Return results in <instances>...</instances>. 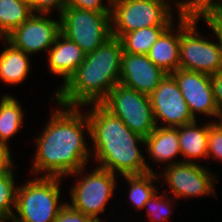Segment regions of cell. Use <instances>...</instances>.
Returning <instances> with one entry per match:
<instances>
[{
	"label": "cell",
	"mask_w": 222,
	"mask_h": 222,
	"mask_svg": "<svg viewBox=\"0 0 222 222\" xmlns=\"http://www.w3.org/2000/svg\"><path fill=\"white\" fill-rule=\"evenodd\" d=\"M57 105L59 108L35 138L37 149L31 168L40 176L63 178L85 167L92 147H87L83 132L87 131L90 138L87 113L82 114L79 107Z\"/></svg>",
	"instance_id": "6da1fadb"
},
{
	"label": "cell",
	"mask_w": 222,
	"mask_h": 222,
	"mask_svg": "<svg viewBox=\"0 0 222 222\" xmlns=\"http://www.w3.org/2000/svg\"><path fill=\"white\" fill-rule=\"evenodd\" d=\"M88 105H92L87 112L93 142L91 152L99 167L119 176L153 173L139 148L145 145V138L132 132L101 103Z\"/></svg>",
	"instance_id": "7a4b0ae2"
},
{
	"label": "cell",
	"mask_w": 222,
	"mask_h": 222,
	"mask_svg": "<svg viewBox=\"0 0 222 222\" xmlns=\"http://www.w3.org/2000/svg\"><path fill=\"white\" fill-rule=\"evenodd\" d=\"M123 48L119 38L111 37L84 61L70 78L56 89L55 103L67 107H84L101 103L119 83Z\"/></svg>",
	"instance_id": "3957f363"
},
{
	"label": "cell",
	"mask_w": 222,
	"mask_h": 222,
	"mask_svg": "<svg viewBox=\"0 0 222 222\" xmlns=\"http://www.w3.org/2000/svg\"><path fill=\"white\" fill-rule=\"evenodd\" d=\"M34 176L18 185L12 222H54L66 204L59 201L61 177Z\"/></svg>",
	"instance_id": "277c9868"
},
{
	"label": "cell",
	"mask_w": 222,
	"mask_h": 222,
	"mask_svg": "<svg viewBox=\"0 0 222 222\" xmlns=\"http://www.w3.org/2000/svg\"><path fill=\"white\" fill-rule=\"evenodd\" d=\"M172 4L167 0H113L111 2V34H123L151 26L174 23Z\"/></svg>",
	"instance_id": "5b68a950"
},
{
	"label": "cell",
	"mask_w": 222,
	"mask_h": 222,
	"mask_svg": "<svg viewBox=\"0 0 222 222\" xmlns=\"http://www.w3.org/2000/svg\"><path fill=\"white\" fill-rule=\"evenodd\" d=\"M201 16L180 15L179 68L213 75L221 70V47L218 42L202 38L197 31Z\"/></svg>",
	"instance_id": "8992f818"
},
{
	"label": "cell",
	"mask_w": 222,
	"mask_h": 222,
	"mask_svg": "<svg viewBox=\"0 0 222 222\" xmlns=\"http://www.w3.org/2000/svg\"><path fill=\"white\" fill-rule=\"evenodd\" d=\"M59 16L61 33L86 54L93 52L112 37L110 12L66 7Z\"/></svg>",
	"instance_id": "52a82bcc"
},
{
	"label": "cell",
	"mask_w": 222,
	"mask_h": 222,
	"mask_svg": "<svg viewBox=\"0 0 222 222\" xmlns=\"http://www.w3.org/2000/svg\"><path fill=\"white\" fill-rule=\"evenodd\" d=\"M101 104L144 138L156 128L149 95L118 83Z\"/></svg>",
	"instance_id": "ba28073f"
},
{
	"label": "cell",
	"mask_w": 222,
	"mask_h": 222,
	"mask_svg": "<svg viewBox=\"0 0 222 222\" xmlns=\"http://www.w3.org/2000/svg\"><path fill=\"white\" fill-rule=\"evenodd\" d=\"M84 167L77 172L70 174L76 177L77 182L73 183L70 189L71 203H68L71 207L85 215L91 216L98 221L102 222L99 214L106 210L105 206L108 201L114 196L115 186H117L116 175L109 170H105L101 167H95L93 171L84 174L82 178L79 176L82 174Z\"/></svg>",
	"instance_id": "9c48e42d"
},
{
	"label": "cell",
	"mask_w": 222,
	"mask_h": 222,
	"mask_svg": "<svg viewBox=\"0 0 222 222\" xmlns=\"http://www.w3.org/2000/svg\"><path fill=\"white\" fill-rule=\"evenodd\" d=\"M206 166H202L196 161L180 162L164 167L162 172L165 183L171 189L175 198H184L185 200L202 195H215L216 175Z\"/></svg>",
	"instance_id": "30bf717a"
},
{
	"label": "cell",
	"mask_w": 222,
	"mask_h": 222,
	"mask_svg": "<svg viewBox=\"0 0 222 222\" xmlns=\"http://www.w3.org/2000/svg\"><path fill=\"white\" fill-rule=\"evenodd\" d=\"M48 14H33L4 39L16 49L32 55L47 51L61 33V20L48 18Z\"/></svg>",
	"instance_id": "8fae6325"
},
{
	"label": "cell",
	"mask_w": 222,
	"mask_h": 222,
	"mask_svg": "<svg viewBox=\"0 0 222 222\" xmlns=\"http://www.w3.org/2000/svg\"><path fill=\"white\" fill-rule=\"evenodd\" d=\"M156 126L180 127L196 120L181 94L179 85L171 74H167L157 88L149 95Z\"/></svg>",
	"instance_id": "7c38bea8"
},
{
	"label": "cell",
	"mask_w": 222,
	"mask_h": 222,
	"mask_svg": "<svg viewBox=\"0 0 222 222\" xmlns=\"http://www.w3.org/2000/svg\"><path fill=\"white\" fill-rule=\"evenodd\" d=\"M171 75L177 81L181 94L194 118H197L196 113L211 118L215 117L219 110L213 95L211 75L180 68Z\"/></svg>",
	"instance_id": "4fadbf2b"
},
{
	"label": "cell",
	"mask_w": 222,
	"mask_h": 222,
	"mask_svg": "<svg viewBox=\"0 0 222 222\" xmlns=\"http://www.w3.org/2000/svg\"><path fill=\"white\" fill-rule=\"evenodd\" d=\"M166 75L147 55L123 52L119 79L122 85L150 95Z\"/></svg>",
	"instance_id": "5bb4252c"
},
{
	"label": "cell",
	"mask_w": 222,
	"mask_h": 222,
	"mask_svg": "<svg viewBox=\"0 0 222 222\" xmlns=\"http://www.w3.org/2000/svg\"><path fill=\"white\" fill-rule=\"evenodd\" d=\"M49 71L63 77V84L84 61L86 53L62 33L48 50Z\"/></svg>",
	"instance_id": "9a60e30c"
},
{
	"label": "cell",
	"mask_w": 222,
	"mask_h": 222,
	"mask_svg": "<svg viewBox=\"0 0 222 222\" xmlns=\"http://www.w3.org/2000/svg\"><path fill=\"white\" fill-rule=\"evenodd\" d=\"M178 25L174 28L172 23L152 45L147 53L149 59L167 74H172L179 68V44H180V15ZM176 29V30H175Z\"/></svg>",
	"instance_id": "2e32d148"
},
{
	"label": "cell",
	"mask_w": 222,
	"mask_h": 222,
	"mask_svg": "<svg viewBox=\"0 0 222 222\" xmlns=\"http://www.w3.org/2000/svg\"><path fill=\"white\" fill-rule=\"evenodd\" d=\"M145 146L147 154L156 163L165 162V167L180 163V160H174L181 154L178 127L156 126L154 131L145 137Z\"/></svg>",
	"instance_id": "e0dca14e"
},
{
	"label": "cell",
	"mask_w": 222,
	"mask_h": 222,
	"mask_svg": "<svg viewBox=\"0 0 222 222\" xmlns=\"http://www.w3.org/2000/svg\"><path fill=\"white\" fill-rule=\"evenodd\" d=\"M197 120L178 127L179 145L181 156L185 158L181 162L193 163L194 159L208 156V133L209 123L197 125Z\"/></svg>",
	"instance_id": "ac0fdd59"
},
{
	"label": "cell",
	"mask_w": 222,
	"mask_h": 222,
	"mask_svg": "<svg viewBox=\"0 0 222 222\" xmlns=\"http://www.w3.org/2000/svg\"><path fill=\"white\" fill-rule=\"evenodd\" d=\"M6 48L0 53V80L7 84L17 85L23 83L29 74V54L16 49L5 39Z\"/></svg>",
	"instance_id": "d6986e66"
},
{
	"label": "cell",
	"mask_w": 222,
	"mask_h": 222,
	"mask_svg": "<svg viewBox=\"0 0 222 222\" xmlns=\"http://www.w3.org/2000/svg\"><path fill=\"white\" fill-rule=\"evenodd\" d=\"M24 113L20 102L5 94L0 100V144L7 147L9 140L23 125Z\"/></svg>",
	"instance_id": "ffe728a7"
},
{
	"label": "cell",
	"mask_w": 222,
	"mask_h": 222,
	"mask_svg": "<svg viewBox=\"0 0 222 222\" xmlns=\"http://www.w3.org/2000/svg\"><path fill=\"white\" fill-rule=\"evenodd\" d=\"M33 14L27 0H0V38H5Z\"/></svg>",
	"instance_id": "44dd1931"
},
{
	"label": "cell",
	"mask_w": 222,
	"mask_h": 222,
	"mask_svg": "<svg viewBox=\"0 0 222 222\" xmlns=\"http://www.w3.org/2000/svg\"><path fill=\"white\" fill-rule=\"evenodd\" d=\"M169 26H151L123 34L119 40L123 52L147 55L152 45Z\"/></svg>",
	"instance_id": "7402d4cb"
},
{
	"label": "cell",
	"mask_w": 222,
	"mask_h": 222,
	"mask_svg": "<svg viewBox=\"0 0 222 222\" xmlns=\"http://www.w3.org/2000/svg\"><path fill=\"white\" fill-rule=\"evenodd\" d=\"M156 171L138 175H124L127 183L130 185L129 201L133 208L141 210L144 208L145 203L153 197L158 191L157 187L153 184L155 181H159Z\"/></svg>",
	"instance_id": "603a6c76"
},
{
	"label": "cell",
	"mask_w": 222,
	"mask_h": 222,
	"mask_svg": "<svg viewBox=\"0 0 222 222\" xmlns=\"http://www.w3.org/2000/svg\"><path fill=\"white\" fill-rule=\"evenodd\" d=\"M13 171L12 168L0 174V222L11 221L14 215L18 186L15 184Z\"/></svg>",
	"instance_id": "cb8c5ba5"
},
{
	"label": "cell",
	"mask_w": 222,
	"mask_h": 222,
	"mask_svg": "<svg viewBox=\"0 0 222 222\" xmlns=\"http://www.w3.org/2000/svg\"><path fill=\"white\" fill-rule=\"evenodd\" d=\"M157 192L153 197H151L144 206V209L146 210L149 220L151 222H164V220L168 221L170 218L169 214L174 209L171 206V203L174 201V199L168 196V193H160ZM162 194V195H161ZM167 197V198H166Z\"/></svg>",
	"instance_id": "d4e9b609"
},
{
	"label": "cell",
	"mask_w": 222,
	"mask_h": 222,
	"mask_svg": "<svg viewBox=\"0 0 222 222\" xmlns=\"http://www.w3.org/2000/svg\"><path fill=\"white\" fill-rule=\"evenodd\" d=\"M175 3L177 6L175 8L182 14H194L198 16L211 14V0H176Z\"/></svg>",
	"instance_id": "484cf974"
},
{
	"label": "cell",
	"mask_w": 222,
	"mask_h": 222,
	"mask_svg": "<svg viewBox=\"0 0 222 222\" xmlns=\"http://www.w3.org/2000/svg\"><path fill=\"white\" fill-rule=\"evenodd\" d=\"M208 156L209 158H213V160H219L222 162V132L218 130L211 121L209 123V133H208Z\"/></svg>",
	"instance_id": "4316f807"
},
{
	"label": "cell",
	"mask_w": 222,
	"mask_h": 222,
	"mask_svg": "<svg viewBox=\"0 0 222 222\" xmlns=\"http://www.w3.org/2000/svg\"><path fill=\"white\" fill-rule=\"evenodd\" d=\"M54 222H100L71 207L68 202L60 209Z\"/></svg>",
	"instance_id": "83f0119b"
},
{
	"label": "cell",
	"mask_w": 222,
	"mask_h": 222,
	"mask_svg": "<svg viewBox=\"0 0 222 222\" xmlns=\"http://www.w3.org/2000/svg\"><path fill=\"white\" fill-rule=\"evenodd\" d=\"M34 14H50L51 10H58L59 15L66 8L67 0H27Z\"/></svg>",
	"instance_id": "f1b7e54d"
},
{
	"label": "cell",
	"mask_w": 222,
	"mask_h": 222,
	"mask_svg": "<svg viewBox=\"0 0 222 222\" xmlns=\"http://www.w3.org/2000/svg\"><path fill=\"white\" fill-rule=\"evenodd\" d=\"M102 1L103 0H67L66 7L92 10L97 12H111V1H108L106 6Z\"/></svg>",
	"instance_id": "f546056e"
},
{
	"label": "cell",
	"mask_w": 222,
	"mask_h": 222,
	"mask_svg": "<svg viewBox=\"0 0 222 222\" xmlns=\"http://www.w3.org/2000/svg\"><path fill=\"white\" fill-rule=\"evenodd\" d=\"M201 19L211 28L213 34L215 33L221 47V69H222V19L217 14L202 15Z\"/></svg>",
	"instance_id": "4dcf8cb0"
},
{
	"label": "cell",
	"mask_w": 222,
	"mask_h": 222,
	"mask_svg": "<svg viewBox=\"0 0 222 222\" xmlns=\"http://www.w3.org/2000/svg\"><path fill=\"white\" fill-rule=\"evenodd\" d=\"M211 85L217 108L222 110V69L211 75Z\"/></svg>",
	"instance_id": "1f68e13d"
},
{
	"label": "cell",
	"mask_w": 222,
	"mask_h": 222,
	"mask_svg": "<svg viewBox=\"0 0 222 222\" xmlns=\"http://www.w3.org/2000/svg\"><path fill=\"white\" fill-rule=\"evenodd\" d=\"M9 148L0 144V174L10 171L14 166Z\"/></svg>",
	"instance_id": "d6a6232c"
},
{
	"label": "cell",
	"mask_w": 222,
	"mask_h": 222,
	"mask_svg": "<svg viewBox=\"0 0 222 222\" xmlns=\"http://www.w3.org/2000/svg\"><path fill=\"white\" fill-rule=\"evenodd\" d=\"M222 9V2L219 0H211V14H218Z\"/></svg>",
	"instance_id": "836d02e7"
},
{
	"label": "cell",
	"mask_w": 222,
	"mask_h": 222,
	"mask_svg": "<svg viewBox=\"0 0 222 222\" xmlns=\"http://www.w3.org/2000/svg\"><path fill=\"white\" fill-rule=\"evenodd\" d=\"M217 118L218 122L215 120L213 121V125L222 132V110H219V112L215 115ZM220 119V120H219Z\"/></svg>",
	"instance_id": "e575fe53"
},
{
	"label": "cell",
	"mask_w": 222,
	"mask_h": 222,
	"mask_svg": "<svg viewBox=\"0 0 222 222\" xmlns=\"http://www.w3.org/2000/svg\"><path fill=\"white\" fill-rule=\"evenodd\" d=\"M222 19V9L217 14Z\"/></svg>",
	"instance_id": "d590c367"
}]
</instances>
